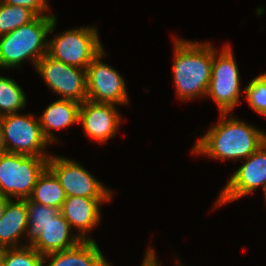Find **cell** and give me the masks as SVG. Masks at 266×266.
<instances>
[{
  "label": "cell",
  "mask_w": 266,
  "mask_h": 266,
  "mask_svg": "<svg viewBox=\"0 0 266 266\" xmlns=\"http://www.w3.org/2000/svg\"><path fill=\"white\" fill-rule=\"evenodd\" d=\"M145 254L146 255L142 261L141 266H161L160 263L157 261L158 259L153 248H148Z\"/></svg>",
  "instance_id": "cell-25"
},
{
  "label": "cell",
  "mask_w": 266,
  "mask_h": 266,
  "mask_svg": "<svg viewBox=\"0 0 266 266\" xmlns=\"http://www.w3.org/2000/svg\"><path fill=\"white\" fill-rule=\"evenodd\" d=\"M174 85L179 99L204 98L212 74L216 48L210 42L174 38Z\"/></svg>",
  "instance_id": "cell-2"
},
{
  "label": "cell",
  "mask_w": 266,
  "mask_h": 266,
  "mask_svg": "<svg viewBox=\"0 0 266 266\" xmlns=\"http://www.w3.org/2000/svg\"><path fill=\"white\" fill-rule=\"evenodd\" d=\"M43 256L32 246L6 248L3 266H43Z\"/></svg>",
  "instance_id": "cell-22"
},
{
  "label": "cell",
  "mask_w": 266,
  "mask_h": 266,
  "mask_svg": "<svg viewBox=\"0 0 266 266\" xmlns=\"http://www.w3.org/2000/svg\"><path fill=\"white\" fill-rule=\"evenodd\" d=\"M108 201L111 199L70 196L66 197L60 212L82 241L94 240L88 236V232L93 231L100 223L101 205Z\"/></svg>",
  "instance_id": "cell-13"
},
{
  "label": "cell",
  "mask_w": 266,
  "mask_h": 266,
  "mask_svg": "<svg viewBox=\"0 0 266 266\" xmlns=\"http://www.w3.org/2000/svg\"><path fill=\"white\" fill-rule=\"evenodd\" d=\"M105 54L103 50L87 66V99L98 103L128 105L130 102L124 77L102 61Z\"/></svg>",
  "instance_id": "cell-10"
},
{
  "label": "cell",
  "mask_w": 266,
  "mask_h": 266,
  "mask_svg": "<svg viewBox=\"0 0 266 266\" xmlns=\"http://www.w3.org/2000/svg\"><path fill=\"white\" fill-rule=\"evenodd\" d=\"M5 252H6V247L0 246V266H3Z\"/></svg>",
  "instance_id": "cell-28"
},
{
  "label": "cell",
  "mask_w": 266,
  "mask_h": 266,
  "mask_svg": "<svg viewBox=\"0 0 266 266\" xmlns=\"http://www.w3.org/2000/svg\"><path fill=\"white\" fill-rule=\"evenodd\" d=\"M243 92L253 111L266 116V72L249 81Z\"/></svg>",
  "instance_id": "cell-23"
},
{
  "label": "cell",
  "mask_w": 266,
  "mask_h": 266,
  "mask_svg": "<svg viewBox=\"0 0 266 266\" xmlns=\"http://www.w3.org/2000/svg\"><path fill=\"white\" fill-rule=\"evenodd\" d=\"M231 49V45L226 44L220 54L214 52L211 79L205 96L214 100L220 113H232L241 101L240 71Z\"/></svg>",
  "instance_id": "cell-6"
},
{
  "label": "cell",
  "mask_w": 266,
  "mask_h": 266,
  "mask_svg": "<svg viewBox=\"0 0 266 266\" xmlns=\"http://www.w3.org/2000/svg\"><path fill=\"white\" fill-rule=\"evenodd\" d=\"M37 15L23 6H14L0 0V36L33 21Z\"/></svg>",
  "instance_id": "cell-21"
},
{
  "label": "cell",
  "mask_w": 266,
  "mask_h": 266,
  "mask_svg": "<svg viewBox=\"0 0 266 266\" xmlns=\"http://www.w3.org/2000/svg\"><path fill=\"white\" fill-rule=\"evenodd\" d=\"M265 200H266V187L263 189Z\"/></svg>",
  "instance_id": "cell-29"
},
{
  "label": "cell",
  "mask_w": 266,
  "mask_h": 266,
  "mask_svg": "<svg viewBox=\"0 0 266 266\" xmlns=\"http://www.w3.org/2000/svg\"><path fill=\"white\" fill-rule=\"evenodd\" d=\"M79 109L80 103L65 99H58L45 108L39 117V122L42 133L50 144L59 142L52 131L79 123Z\"/></svg>",
  "instance_id": "cell-16"
},
{
  "label": "cell",
  "mask_w": 266,
  "mask_h": 266,
  "mask_svg": "<svg viewBox=\"0 0 266 266\" xmlns=\"http://www.w3.org/2000/svg\"><path fill=\"white\" fill-rule=\"evenodd\" d=\"M10 200L11 199L9 197H6L0 194V220L3 217L5 208Z\"/></svg>",
  "instance_id": "cell-26"
},
{
  "label": "cell",
  "mask_w": 266,
  "mask_h": 266,
  "mask_svg": "<svg viewBox=\"0 0 266 266\" xmlns=\"http://www.w3.org/2000/svg\"><path fill=\"white\" fill-rule=\"evenodd\" d=\"M26 99L22 87L14 79L0 75V117L19 113L27 106Z\"/></svg>",
  "instance_id": "cell-20"
},
{
  "label": "cell",
  "mask_w": 266,
  "mask_h": 266,
  "mask_svg": "<svg viewBox=\"0 0 266 266\" xmlns=\"http://www.w3.org/2000/svg\"><path fill=\"white\" fill-rule=\"evenodd\" d=\"M46 259L50 260L48 264ZM43 262L46 266H112L96 240L81 241L71 249L47 254L43 256Z\"/></svg>",
  "instance_id": "cell-15"
},
{
  "label": "cell",
  "mask_w": 266,
  "mask_h": 266,
  "mask_svg": "<svg viewBox=\"0 0 266 266\" xmlns=\"http://www.w3.org/2000/svg\"><path fill=\"white\" fill-rule=\"evenodd\" d=\"M116 105L85 100L80 104L79 123L84 127L85 135L98 143H105L115 137L122 117Z\"/></svg>",
  "instance_id": "cell-12"
},
{
  "label": "cell",
  "mask_w": 266,
  "mask_h": 266,
  "mask_svg": "<svg viewBox=\"0 0 266 266\" xmlns=\"http://www.w3.org/2000/svg\"><path fill=\"white\" fill-rule=\"evenodd\" d=\"M47 167L55 174L66 197L112 199L113 190L106 188L91 172L73 159L50 156Z\"/></svg>",
  "instance_id": "cell-8"
},
{
  "label": "cell",
  "mask_w": 266,
  "mask_h": 266,
  "mask_svg": "<svg viewBox=\"0 0 266 266\" xmlns=\"http://www.w3.org/2000/svg\"><path fill=\"white\" fill-rule=\"evenodd\" d=\"M3 3L14 6H23L33 11L37 16H56L54 13H47L49 3L47 0H1Z\"/></svg>",
  "instance_id": "cell-24"
},
{
  "label": "cell",
  "mask_w": 266,
  "mask_h": 266,
  "mask_svg": "<svg viewBox=\"0 0 266 266\" xmlns=\"http://www.w3.org/2000/svg\"><path fill=\"white\" fill-rule=\"evenodd\" d=\"M27 210H28V226L25 237L27 243L25 245L31 246L41 235L44 227L53 220L59 213L60 210L52 207L39 204L26 199Z\"/></svg>",
  "instance_id": "cell-19"
},
{
  "label": "cell",
  "mask_w": 266,
  "mask_h": 266,
  "mask_svg": "<svg viewBox=\"0 0 266 266\" xmlns=\"http://www.w3.org/2000/svg\"><path fill=\"white\" fill-rule=\"evenodd\" d=\"M220 120L197 140L193 154L237 162L246 159L266 142V132L229 113H219ZM229 115V118H228Z\"/></svg>",
  "instance_id": "cell-1"
},
{
  "label": "cell",
  "mask_w": 266,
  "mask_h": 266,
  "mask_svg": "<svg viewBox=\"0 0 266 266\" xmlns=\"http://www.w3.org/2000/svg\"><path fill=\"white\" fill-rule=\"evenodd\" d=\"M66 199L64 189L55 174L46 167L40 174L28 200L61 210Z\"/></svg>",
  "instance_id": "cell-18"
},
{
  "label": "cell",
  "mask_w": 266,
  "mask_h": 266,
  "mask_svg": "<svg viewBox=\"0 0 266 266\" xmlns=\"http://www.w3.org/2000/svg\"><path fill=\"white\" fill-rule=\"evenodd\" d=\"M7 152L5 143H4V135H3V128L0 121V156Z\"/></svg>",
  "instance_id": "cell-27"
},
{
  "label": "cell",
  "mask_w": 266,
  "mask_h": 266,
  "mask_svg": "<svg viewBox=\"0 0 266 266\" xmlns=\"http://www.w3.org/2000/svg\"><path fill=\"white\" fill-rule=\"evenodd\" d=\"M46 85L65 100L82 103L87 100V71L66 65L48 54L35 67Z\"/></svg>",
  "instance_id": "cell-9"
},
{
  "label": "cell",
  "mask_w": 266,
  "mask_h": 266,
  "mask_svg": "<svg viewBox=\"0 0 266 266\" xmlns=\"http://www.w3.org/2000/svg\"><path fill=\"white\" fill-rule=\"evenodd\" d=\"M56 16H37L33 21L0 36V69L17 68L30 59L37 62L48 53L49 34L57 23Z\"/></svg>",
  "instance_id": "cell-3"
},
{
  "label": "cell",
  "mask_w": 266,
  "mask_h": 266,
  "mask_svg": "<svg viewBox=\"0 0 266 266\" xmlns=\"http://www.w3.org/2000/svg\"><path fill=\"white\" fill-rule=\"evenodd\" d=\"M95 26L75 27L48 40V55L66 65L86 70L92 60L102 52Z\"/></svg>",
  "instance_id": "cell-5"
},
{
  "label": "cell",
  "mask_w": 266,
  "mask_h": 266,
  "mask_svg": "<svg viewBox=\"0 0 266 266\" xmlns=\"http://www.w3.org/2000/svg\"><path fill=\"white\" fill-rule=\"evenodd\" d=\"M244 161L220 192L215 202L217 208L254 194L260 186L262 190L266 187V142Z\"/></svg>",
  "instance_id": "cell-11"
},
{
  "label": "cell",
  "mask_w": 266,
  "mask_h": 266,
  "mask_svg": "<svg viewBox=\"0 0 266 266\" xmlns=\"http://www.w3.org/2000/svg\"><path fill=\"white\" fill-rule=\"evenodd\" d=\"M28 226V210L26 199H11L0 220V246L6 248L25 246L19 244L22 235L25 237Z\"/></svg>",
  "instance_id": "cell-17"
},
{
  "label": "cell",
  "mask_w": 266,
  "mask_h": 266,
  "mask_svg": "<svg viewBox=\"0 0 266 266\" xmlns=\"http://www.w3.org/2000/svg\"><path fill=\"white\" fill-rule=\"evenodd\" d=\"M61 212L42 230L40 237L31 245L42 256L77 246L82 240Z\"/></svg>",
  "instance_id": "cell-14"
},
{
  "label": "cell",
  "mask_w": 266,
  "mask_h": 266,
  "mask_svg": "<svg viewBox=\"0 0 266 266\" xmlns=\"http://www.w3.org/2000/svg\"><path fill=\"white\" fill-rule=\"evenodd\" d=\"M7 152L36 157L46 153L49 141L44 137L39 119L34 115L13 113L0 117Z\"/></svg>",
  "instance_id": "cell-7"
},
{
  "label": "cell",
  "mask_w": 266,
  "mask_h": 266,
  "mask_svg": "<svg viewBox=\"0 0 266 266\" xmlns=\"http://www.w3.org/2000/svg\"><path fill=\"white\" fill-rule=\"evenodd\" d=\"M49 157L6 152L0 156V194L10 199H28Z\"/></svg>",
  "instance_id": "cell-4"
}]
</instances>
